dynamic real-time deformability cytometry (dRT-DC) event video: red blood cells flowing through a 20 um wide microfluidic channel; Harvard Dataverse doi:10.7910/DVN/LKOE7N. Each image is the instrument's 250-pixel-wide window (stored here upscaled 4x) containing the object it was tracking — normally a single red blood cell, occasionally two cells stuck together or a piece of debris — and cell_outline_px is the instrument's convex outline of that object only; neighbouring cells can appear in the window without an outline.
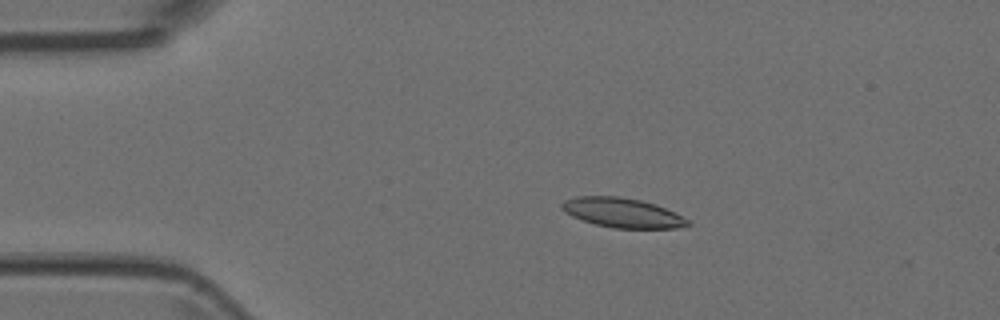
{"species": "Egyptian fruit bat (a non-hibernating species)", "species_latin": "Rousettus aegyptiacus", "temperature_condition": "room temperature", "stored_images_in_passage": 6, "camera_frame_rate_fps": 3000, "um_per_image_px": 0.085, "animal": {"sex": "female"}, "frame": {"image": 1, "passage_image": 2, "time_ms": 0.333, "image_size_px": [1000, 320], "cell_outline_px": [[692, 224], [676, 228], [612, 228], [596, 224], [572, 216], [564, 212], [560, 208], [560, 204], [564, 200], [576, 196], [620, 196], [640, 200], [656, 204], [676, 212], [688, 220]], "centroid_in_image_um": [52.89, 18.07], "position_along_channel_um": 32.1, "area_um2": 21.79}}
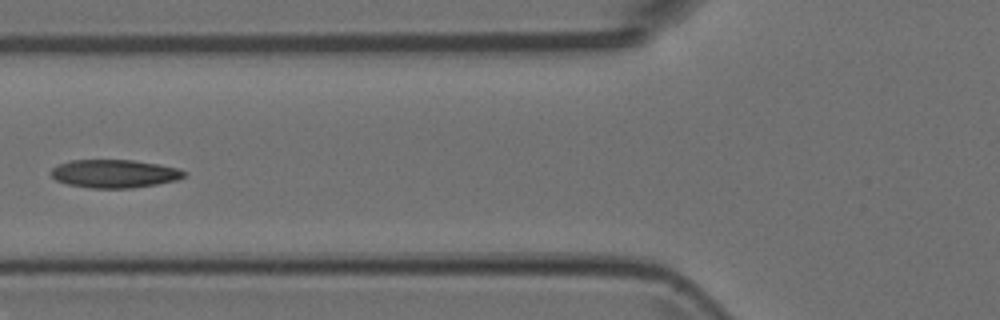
{"frame": {"image": 2, "passage_image": 5, "time_ms": 1.333, "image_size_px": [1000, 320], "cell_outline_px": [[188, 172], [184, 176], [176, 180], [156, 184], [132, 188], [92, 188], [68, 184], [56, 180], [52, 176], [52, 168], [60, 164], [72, 160], [132, 160], [180, 168]], "centroid_in_image_um": [9.76, 14.76], "position_along_channel_um": 116.0, "area_um2": 21.68}}
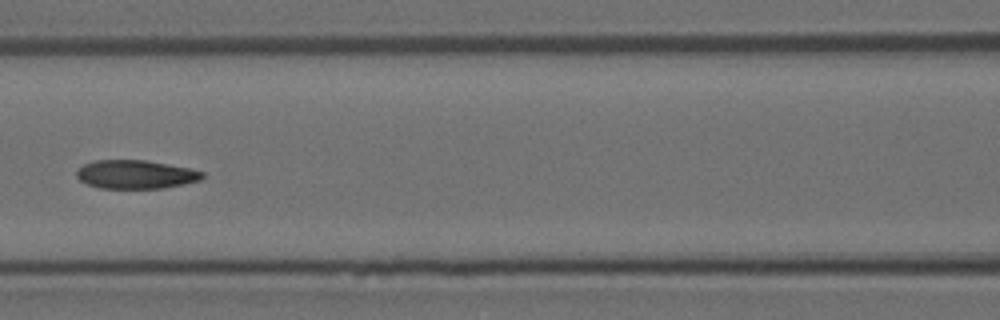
{"frame": {"image": 3, "passage_image": 6, "time_ms": 1.667, "image_size_px": [1000, 320], "cell_outline_px": [[204, 176], [200, 180], [184, 184], [164, 188], [100, 188], [88, 184], [80, 180], [76, 176], [76, 172], [84, 164], [96, 160], [144, 160], [188, 168], [204, 172]], "centroid_in_image_um": [11.53, 14.83], "position_along_channel_um": 155.1, "area_um2": 20.75}}